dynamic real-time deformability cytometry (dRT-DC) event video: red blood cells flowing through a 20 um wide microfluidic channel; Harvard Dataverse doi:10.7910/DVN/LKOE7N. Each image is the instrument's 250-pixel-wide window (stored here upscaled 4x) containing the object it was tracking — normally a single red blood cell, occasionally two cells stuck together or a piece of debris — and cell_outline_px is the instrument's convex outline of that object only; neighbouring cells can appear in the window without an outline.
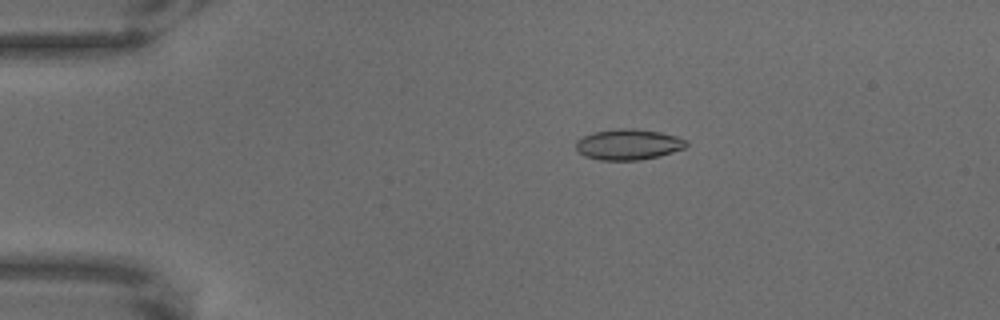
{"species": "common noctule bat (a hibernating species)", "species_latin": "Nyctalus noctula", "temperature_condition": "warm", "stored_images_in_passage": 67, "camera_frame_rate_fps": 3000, "um_per_image_px": 0.085, "animal": {"sex": "male", "body_mass_g": 18.8}, "frame": {"image": 1, "passage_image": 14, "time_ms": 4.333, "image_size_px": [1000, 320], "cell_outline_px": [[688, 144], [684, 148], [660, 156], [640, 160], [600, 160], [584, 156], [576, 148], [576, 140], [592, 132], [616, 128], [632, 128], [660, 132], [676, 136], [688, 140]], "centroid_in_image_um": [53.41, 12.27], "position_along_channel_um": 31.6, "area_um2": 19.88}}
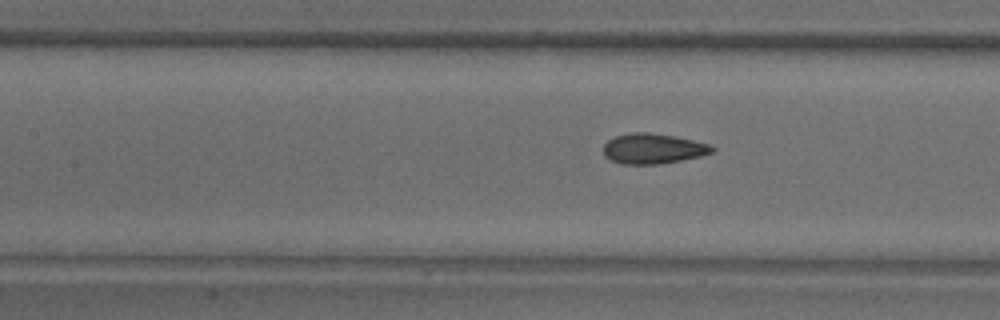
{"frame": {"image": 2, "passage_image": 31, "time_ms": 10.0, "image_size_px": [1000, 320], "cell_outline_px": [[716, 152], [700, 156], [660, 164], [624, 164], [612, 160], [604, 156], [604, 144], [608, 140], [616, 136], [632, 132], [648, 132], [672, 136], [712, 144], [716, 148]], "centroid_in_image_um": [55.55, 12.63], "position_along_channel_um": 151.9, "area_um2": 19.13}}
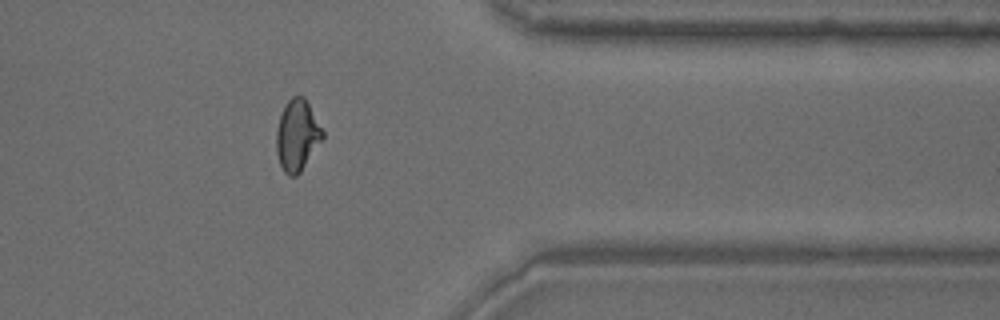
{"frame": {"image": 3, "passage_image": 55, "time_ms": 18.0, "image_size_px": [1000, 320], "cell_outline_px": [[324, 136], [300, 172], [296, 176], [288, 176], [284, 172], [280, 164], [276, 152], [276, 132], [280, 116], [284, 104], [292, 96], [304, 96], [324, 132]], "centroid_in_image_um": [25.24, 11.49], "position_along_channel_um": 386.2, "area_um2": 19.02}}